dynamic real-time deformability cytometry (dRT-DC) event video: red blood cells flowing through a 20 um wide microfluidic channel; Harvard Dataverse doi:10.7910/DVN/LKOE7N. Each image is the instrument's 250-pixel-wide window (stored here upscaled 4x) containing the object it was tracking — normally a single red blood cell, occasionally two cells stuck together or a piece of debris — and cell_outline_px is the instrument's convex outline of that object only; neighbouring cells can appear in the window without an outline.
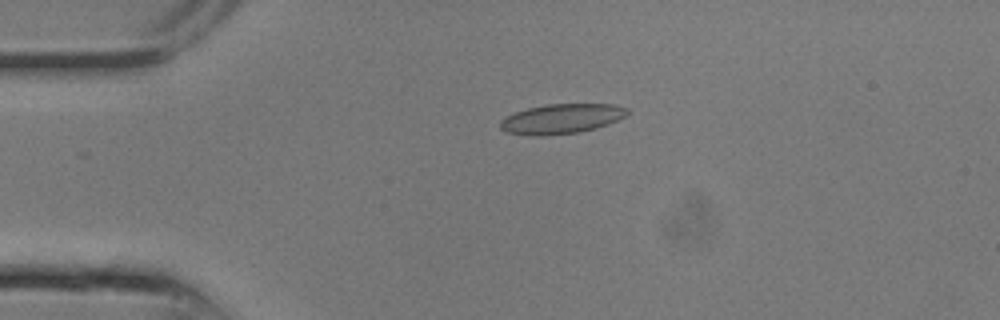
{"species": "common noctule bat (a hibernating species)", "species_latin": "Nyctalus noctula", "temperature_condition": "room temperature", "stored_images_in_passage": 12, "camera_frame_rate_fps": 3000, "um_per_image_px": 0.085, "animal": {"sex": "male", "body_mass_g": 13.3}, "frame": {"image": 1, "passage_image": 6, "time_ms": 1.667, "image_size_px": [1000, 320], "cell_outline_px": [[628, 112], [624, 116], [608, 124], [596, 128], [580, 132], [544, 136], [528, 136], [508, 132], [500, 128], [500, 120], [516, 112], [528, 108], [548, 104], [612, 104], [628, 108]], "centroid_in_image_um": [47.71, 10.11], "position_along_channel_um": 37.3, "area_um2": 21.96}}
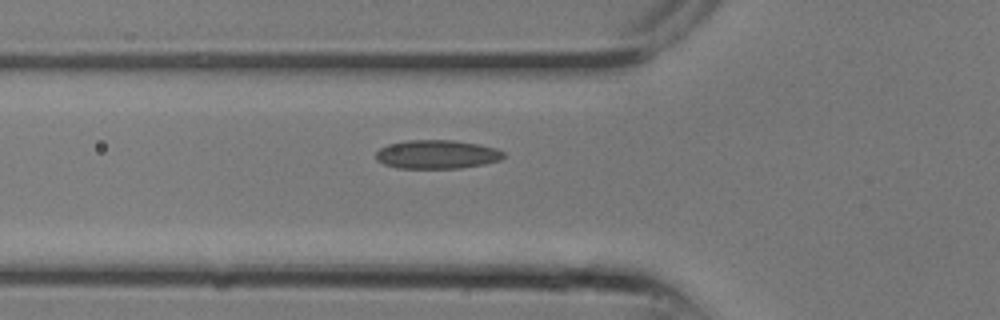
{"frame": {"image": 2, "passage_image": 9, "time_ms": 2.667, "image_size_px": [1000, 320], "cell_outline_px": [[504, 156], [500, 160], [484, 164], [460, 168], [396, 168], [384, 164], [376, 160], [376, 152], [380, 148], [388, 144], [408, 140], [452, 140], [480, 144], [496, 148], [504, 152]], "centroid_in_image_um": [37.13, 13.12], "position_along_channel_um": 88.7, "area_um2": 21.44}}
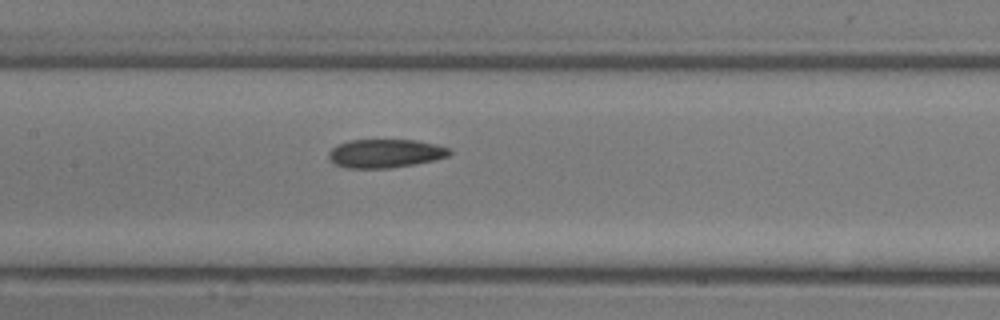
{"frame": {"image": 3, "passage_image": 12, "time_ms": 3.667, "image_size_px": [1000, 320], "cell_outline_px": [[452, 152], [448, 156], [436, 160], [416, 164], [388, 168], [348, 168], [336, 164], [328, 160], [328, 152], [336, 144], [348, 140], [416, 140], [436, 144], [448, 148]], "centroid_in_image_um": [32.73, 13.04], "position_along_channel_um": 174.7, "area_um2": 20.29}}